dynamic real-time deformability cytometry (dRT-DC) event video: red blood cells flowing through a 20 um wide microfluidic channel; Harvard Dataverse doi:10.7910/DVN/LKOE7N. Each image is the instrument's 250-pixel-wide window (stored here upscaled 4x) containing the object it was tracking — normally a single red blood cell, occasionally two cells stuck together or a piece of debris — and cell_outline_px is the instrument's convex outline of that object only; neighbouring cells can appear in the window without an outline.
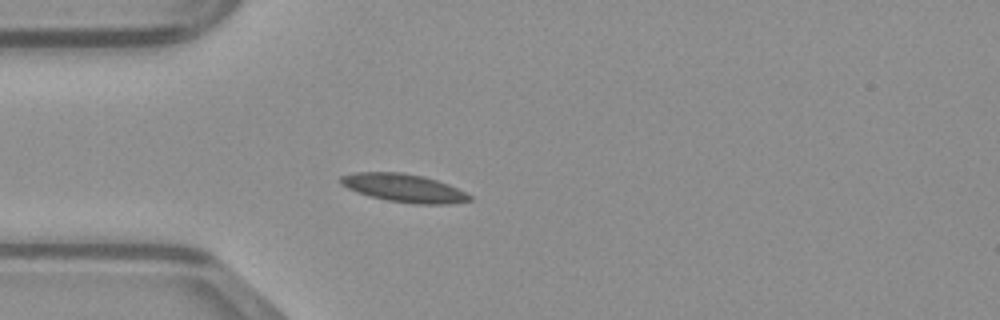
{"species": "common noctule bat (a hibernating species)", "species_latin": "Nyctalus noctula", "temperature_condition": "warm", "stored_images_in_passage": 36, "camera_frame_rate_fps": 3000, "um_per_image_px": 0.085, "animal": {"sex": "male", "body_mass_g": 23.1, "forearm_length_mm": 52.7}, "frame": {"image": 1, "passage_image": 1, "time_ms": 0.0, "image_size_px": [1000, 320], "cell_outline_px": [[472, 200], [452, 204], [416, 204], [388, 200], [368, 196], [356, 192], [340, 184], [340, 176], [356, 172], [400, 172], [424, 176], [448, 184], [472, 196]], "centroid_in_image_um": [34.32, 15.98], "position_along_channel_um": 50.7, "area_um2": 21.15}}
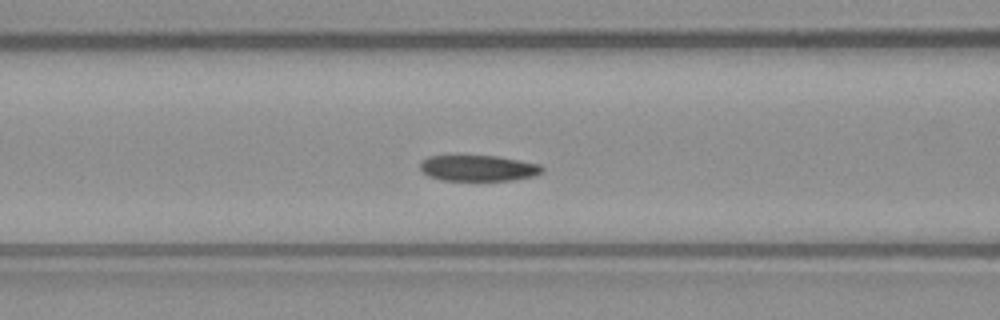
{"frame": {"image": 2, "passage_image": 7, "time_ms": 2.0, "image_size_px": [1000, 320], "cell_outline_px": [[544, 172], [532, 176], [512, 180], [440, 180], [428, 176], [420, 168], [420, 164], [428, 156], [496, 156], [540, 164], [544, 168]], "centroid_in_image_um": [40.67, 14.29], "position_along_channel_um": 125.9, "area_um2": 18.26}}
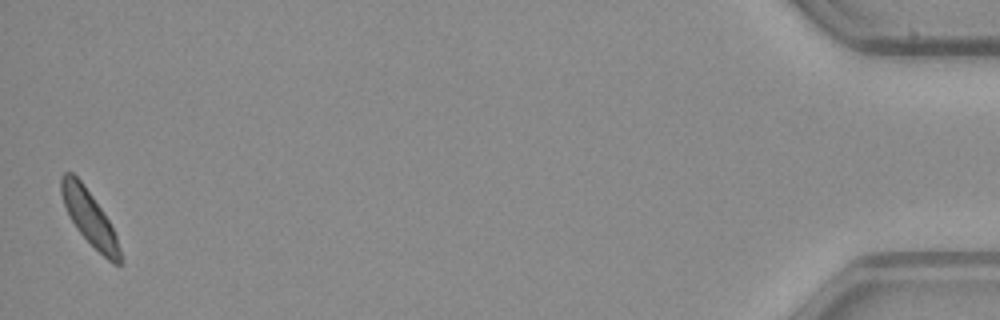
{"frame": {"image": 3, "passage_image": 36, "time_ms": 11.667, "image_size_px": [1000, 320], "cell_outline_px": [[124, 260], [120, 264], [112, 264], [76, 228], [64, 204], [60, 192], [60, 176], [64, 172], [72, 172], [84, 184], [108, 220], [116, 236]], "centroid_in_image_um": [7.6, 18.49], "position_along_channel_um": 427.6, "area_um2": 18.32}}